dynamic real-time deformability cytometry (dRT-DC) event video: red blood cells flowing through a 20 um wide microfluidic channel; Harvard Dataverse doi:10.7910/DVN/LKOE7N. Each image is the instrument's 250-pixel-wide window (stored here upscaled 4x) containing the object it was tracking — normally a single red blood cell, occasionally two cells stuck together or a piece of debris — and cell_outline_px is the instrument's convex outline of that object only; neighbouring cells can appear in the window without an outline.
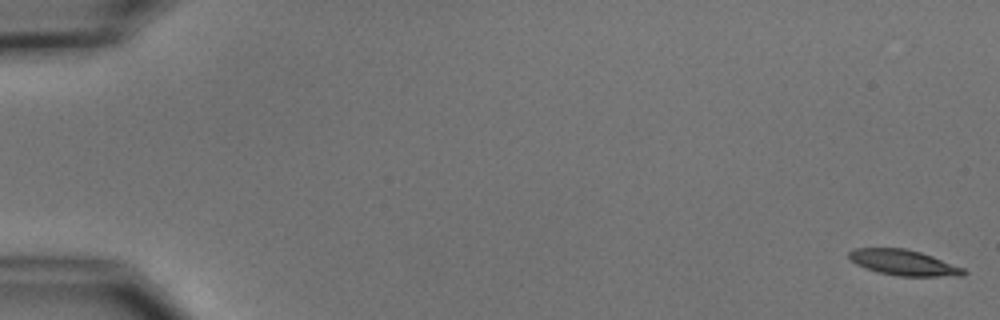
{"species": "common noctule bat (a hibernating species)", "species_latin": "Nyctalus noctula", "temperature_condition": "cold", "stored_images_in_passage": 6, "camera_frame_rate_fps": 3000, "um_per_image_px": 0.085, "animal": {"sex": "male", "body_mass_g": 15.6}, "frame": {"image": 1, "passage_image": 1, "time_ms": 0.0, "image_size_px": [1000, 320], "cell_outline_px": [[968, 272], [964, 276], [900, 276], [880, 272], [864, 268], [856, 264], [848, 256], [848, 252], [852, 248], [904, 248], [920, 252], [932, 256], [964, 268]], "centroid_in_image_um": [76.81, 22.32], "position_along_channel_um": 8.2, "area_um2": 17.05}}
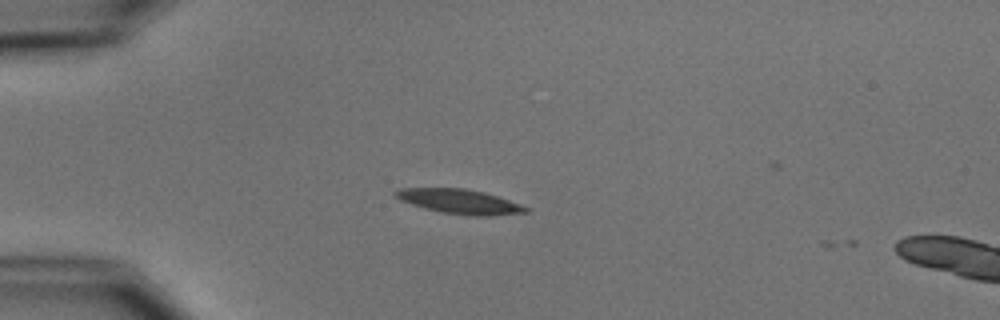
{"frame": {"image": 2, "passage_image": 5, "time_ms": 4.667, "image_size_px": [1000, 320], "cell_outline_px": [[528, 212], [488, 216], [472, 216], [440, 212], [424, 208], [400, 200], [392, 196], [392, 192], [400, 188], [464, 188], [484, 192], [520, 204], [528, 208]], "centroid_in_image_um": [39.01, 17.12], "position_along_channel_um": 46.0, "area_um2": 18.61}}